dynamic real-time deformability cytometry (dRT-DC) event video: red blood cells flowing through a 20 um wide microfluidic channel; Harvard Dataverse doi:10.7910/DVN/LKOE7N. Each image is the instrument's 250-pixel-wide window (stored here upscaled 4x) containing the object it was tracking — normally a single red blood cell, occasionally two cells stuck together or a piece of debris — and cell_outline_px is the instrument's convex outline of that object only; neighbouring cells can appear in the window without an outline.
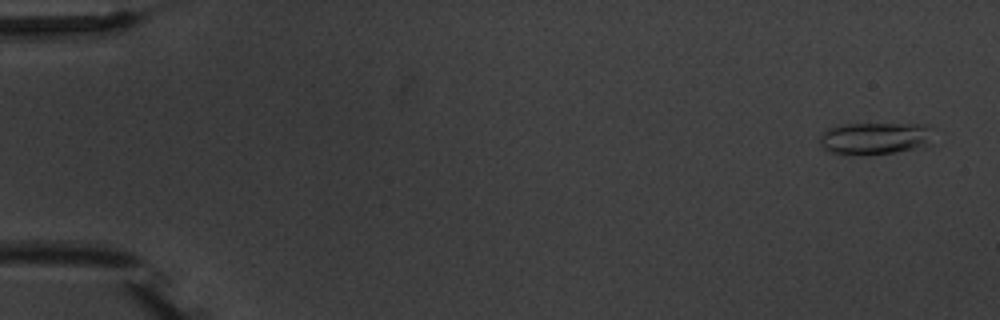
{"species": "common noctule bat (a hibernating species)", "species_latin": "Nyctalus noctula", "temperature_condition": "warm", "stored_images_in_passage": 5, "camera_frame_rate_fps": 3000, "um_per_image_px": 0.085, "animal": {"sex": "male", "body_mass_g": 20.1, "forearm_length_mm": 53.5}, "frame": {"image": 1, "passage_image": 1, "time_ms": 0.0, "image_size_px": [1000, 320], "cell_outline_px": [[928, 128], [924, 148], [896, 152], [864, 156], [828, 152], [820, 144], [820, 136], [828, 128], [844, 124], [928, 124]], "centroid_in_image_um": [74.27, 11.78], "position_along_channel_um": 10.7, "area_um2": 21.1}}